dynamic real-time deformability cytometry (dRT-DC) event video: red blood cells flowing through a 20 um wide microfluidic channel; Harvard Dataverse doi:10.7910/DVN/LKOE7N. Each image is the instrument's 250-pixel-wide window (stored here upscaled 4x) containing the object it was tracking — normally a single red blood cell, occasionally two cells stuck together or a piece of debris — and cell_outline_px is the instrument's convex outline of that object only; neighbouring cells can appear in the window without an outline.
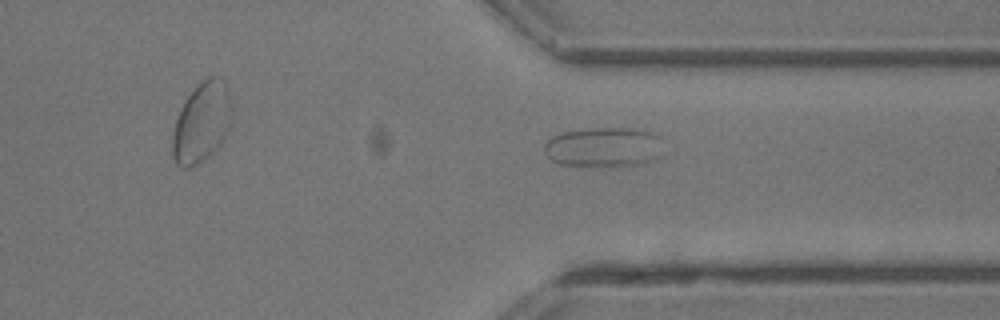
{"species": "common noctule bat (a hibernating species)", "species_latin": "Nyctalus noctula", "temperature_condition": "room temperature", "stored_images_in_passage": 17, "camera_frame_rate_fps": 3000, "um_per_image_px": 0.085, "animal": {"sex": "male", "body_mass_g": 13.3}, "frame": {"image": 1, "passage_image": 17, "time_ms": 5.333, "image_size_px": [1000, 320], "cell_outline_px": [[660, 136], [656, 156], [648, 160], [636, 164], [560, 164], [552, 160], [548, 156], [544, 148], [544, 144], [552, 136], [564, 132], [596, 128], [628, 128], [648, 132]], "centroid_in_image_um": [51.22, 12.46], "position_along_channel_um": 360.2, "area_um2": 26.01}}